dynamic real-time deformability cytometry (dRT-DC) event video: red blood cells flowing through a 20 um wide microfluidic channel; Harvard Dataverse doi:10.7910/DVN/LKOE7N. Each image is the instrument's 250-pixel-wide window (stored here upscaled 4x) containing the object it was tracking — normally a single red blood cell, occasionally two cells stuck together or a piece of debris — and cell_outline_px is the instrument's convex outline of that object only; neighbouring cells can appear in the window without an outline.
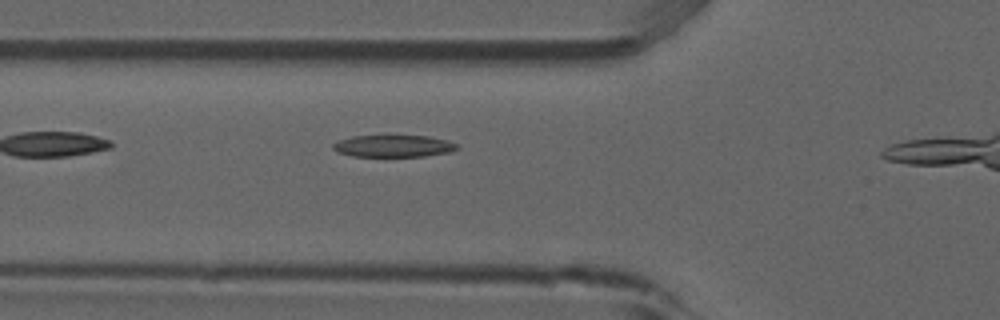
{"species": "common noctule bat (a hibernating species)", "species_latin": "Nyctalus noctula", "temperature_condition": "room temperature", "stored_images_in_passage": 7, "camera_frame_rate_fps": 3000, "um_per_image_px": 0.085, "animal": {"sex": "male", "forearm_length_mm": 52.5}, "frame": {"image": 1, "passage_image": 6, "time_ms": 1.667, "image_size_px": [1000, 320], "cell_outline_px": [[460, 148], [448, 152], [424, 156], [352, 156], [336, 152], [332, 148], [332, 144], [340, 140], [352, 136], [428, 136], [448, 140], [456, 144]], "centroid_in_image_um": [33.43, 12.41], "position_along_channel_um": 92.4, "area_um2": 15.78}}